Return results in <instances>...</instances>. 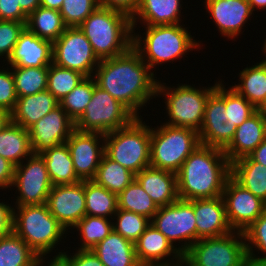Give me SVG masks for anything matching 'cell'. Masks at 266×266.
<instances>
[{
  "label": "cell",
  "instance_id": "obj_45",
  "mask_svg": "<svg viewBox=\"0 0 266 266\" xmlns=\"http://www.w3.org/2000/svg\"><path fill=\"white\" fill-rule=\"evenodd\" d=\"M26 28V23L0 20V56L8 60L20 34Z\"/></svg>",
  "mask_w": 266,
  "mask_h": 266
},
{
  "label": "cell",
  "instance_id": "obj_4",
  "mask_svg": "<svg viewBox=\"0 0 266 266\" xmlns=\"http://www.w3.org/2000/svg\"><path fill=\"white\" fill-rule=\"evenodd\" d=\"M144 26H146L144 39L142 40L141 35L134 33L133 47L150 69H153L156 64L159 66L166 62H174L185 56L186 52L200 48V44L192 38L191 33L183 25Z\"/></svg>",
  "mask_w": 266,
  "mask_h": 266
},
{
  "label": "cell",
  "instance_id": "obj_52",
  "mask_svg": "<svg viewBox=\"0 0 266 266\" xmlns=\"http://www.w3.org/2000/svg\"><path fill=\"white\" fill-rule=\"evenodd\" d=\"M255 162L266 166V137L249 155Z\"/></svg>",
  "mask_w": 266,
  "mask_h": 266
},
{
  "label": "cell",
  "instance_id": "obj_53",
  "mask_svg": "<svg viewBox=\"0 0 266 266\" xmlns=\"http://www.w3.org/2000/svg\"><path fill=\"white\" fill-rule=\"evenodd\" d=\"M22 11L29 16L33 11L40 7V0H18Z\"/></svg>",
  "mask_w": 266,
  "mask_h": 266
},
{
  "label": "cell",
  "instance_id": "obj_26",
  "mask_svg": "<svg viewBox=\"0 0 266 266\" xmlns=\"http://www.w3.org/2000/svg\"><path fill=\"white\" fill-rule=\"evenodd\" d=\"M180 2V0H140L131 18L133 31L136 28L137 19L142 24L150 26L180 24V8H182Z\"/></svg>",
  "mask_w": 266,
  "mask_h": 266
},
{
  "label": "cell",
  "instance_id": "obj_34",
  "mask_svg": "<svg viewBox=\"0 0 266 266\" xmlns=\"http://www.w3.org/2000/svg\"><path fill=\"white\" fill-rule=\"evenodd\" d=\"M86 215L114 217L118 210L117 194L108 191L94 180H85ZM113 215V216H112Z\"/></svg>",
  "mask_w": 266,
  "mask_h": 266
},
{
  "label": "cell",
  "instance_id": "obj_7",
  "mask_svg": "<svg viewBox=\"0 0 266 266\" xmlns=\"http://www.w3.org/2000/svg\"><path fill=\"white\" fill-rule=\"evenodd\" d=\"M162 125L151 128L150 166L177 173L201 144L199 134L190 128Z\"/></svg>",
  "mask_w": 266,
  "mask_h": 266
},
{
  "label": "cell",
  "instance_id": "obj_54",
  "mask_svg": "<svg viewBox=\"0 0 266 266\" xmlns=\"http://www.w3.org/2000/svg\"><path fill=\"white\" fill-rule=\"evenodd\" d=\"M64 0H40V6L60 10Z\"/></svg>",
  "mask_w": 266,
  "mask_h": 266
},
{
  "label": "cell",
  "instance_id": "obj_55",
  "mask_svg": "<svg viewBox=\"0 0 266 266\" xmlns=\"http://www.w3.org/2000/svg\"><path fill=\"white\" fill-rule=\"evenodd\" d=\"M170 266H197L185 254L180 255Z\"/></svg>",
  "mask_w": 266,
  "mask_h": 266
},
{
  "label": "cell",
  "instance_id": "obj_56",
  "mask_svg": "<svg viewBox=\"0 0 266 266\" xmlns=\"http://www.w3.org/2000/svg\"><path fill=\"white\" fill-rule=\"evenodd\" d=\"M246 266H266V259L261 258V256L257 257L256 255H254L253 257H248Z\"/></svg>",
  "mask_w": 266,
  "mask_h": 266
},
{
  "label": "cell",
  "instance_id": "obj_8",
  "mask_svg": "<svg viewBox=\"0 0 266 266\" xmlns=\"http://www.w3.org/2000/svg\"><path fill=\"white\" fill-rule=\"evenodd\" d=\"M215 90V85L211 87H192L188 84H182L177 88L168 87L165 83L158 81L157 97L164 95L166 110L169 116V126L185 127L199 132L203 119L205 104L209 95Z\"/></svg>",
  "mask_w": 266,
  "mask_h": 266
},
{
  "label": "cell",
  "instance_id": "obj_42",
  "mask_svg": "<svg viewBox=\"0 0 266 266\" xmlns=\"http://www.w3.org/2000/svg\"><path fill=\"white\" fill-rule=\"evenodd\" d=\"M98 6V0H64L59 11L67 27H79Z\"/></svg>",
  "mask_w": 266,
  "mask_h": 266
},
{
  "label": "cell",
  "instance_id": "obj_49",
  "mask_svg": "<svg viewBox=\"0 0 266 266\" xmlns=\"http://www.w3.org/2000/svg\"><path fill=\"white\" fill-rule=\"evenodd\" d=\"M139 2L140 0H98L100 7L121 12L130 19L134 16Z\"/></svg>",
  "mask_w": 266,
  "mask_h": 266
},
{
  "label": "cell",
  "instance_id": "obj_22",
  "mask_svg": "<svg viewBox=\"0 0 266 266\" xmlns=\"http://www.w3.org/2000/svg\"><path fill=\"white\" fill-rule=\"evenodd\" d=\"M7 62L17 67H49L52 63V42L25 28Z\"/></svg>",
  "mask_w": 266,
  "mask_h": 266
},
{
  "label": "cell",
  "instance_id": "obj_30",
  "mask_svg": "<svg viewBox=\"0 0 266 266\" xmlns=\"http://www.w3.org/2000/svg\"><path fill=\"white\" fill-rule=\"evenodd\" d=\"M40 155L45 160L53 186L75 184L81 181L74 171V164L66 143L47 149Z\"/></svg>",
  "mask_w": 266,
  "mask_h": 266
},
{
  "label": "cell",
  "instance_id": "obj_48",
  "mask_svg": "<svg viewBox=\"0 0 266 266\" xmlns=\"http://www.w3.org/2000/svg\"><path fill=\"white\" fill-rule=\"evenodd\" d=\"M70 264V266H104L92 250H77L74 255L59 252ZM71 256V257H70Z\"/></svg>",
  "mask_w": 266,
  "mask_h": 266
},
{
  "label": "cell",
  "instance_id": "obj_57",
  "mask_svg": "<svg viewBox=\"0 0 266 266\" xmlns=\"http://www.w3.org/2000/svg\"><path fill=\"white\" fill-rule=\"evenodd\" d=\"M10 120H11L10 113L7 110L0 107V132L10 122Z\"/></svg>",
  "mask_w": 266,
  "mask_h": 266
},
{
  "label": "cell",
  "instance_id": "obj_25",
  "mask_svg": "<svg viewBox=\"0 0 266 266\" xmlns=\"http://www.w3.org/2000/svg\"><path fill=\"white\" fill-rule=\"evenodd\" d=\"M57 106L59 101L48 90L18 97L15 108L10 113L11 121L28 130Z\"/></svg>",
  "mask_w": 266,
  "mask_h": 266
},
{
  "label": "cell",
  "instance_id": "obj_38",
  "mask_svg": "<svg viewBox=\"0 0 266 266\" xmlns=\"http://www.w3.org/2000/svg\"><path fill=\"white\" fill-rule=\"evenodd\" d=\"M72 228L80 232L82 243L78 249L91 250L113 231V222L106 217L85 215Z\"/></svg>",
  "mask_w": 266,
  "mask_h": 266
},
{
  "label": "cell",
  "instance_id": "obj_47",
  "mask_svg": "<svg viewBox=\"0 0 266 266\" xmlns=\"http://www.w3.org/2000/svg\"><path fill=\"white\" fill-rule=\"evenodd\" d=\"M18 0H0V20L27 22Z\"/></svg>",
  "mask_w": 266,
  "mask_h": 266
},
{
  "label": "cell",
  "instance_id": "obj_51",
  "mask_svg": "<svg viewBox=\"0 0 266 266\" xmlns=\"http://www.w3.org/2000/svg\"><path fill=\"white\" fill-rule=\"evenodd\" d=\"M15 173V165L0 156V189L11 188Z\"/></svg>",
  "mask_w": 266,
  "mask_h": 266
},
{
  "label": "cell",
  "instance_id": "obj_12",
  "mask_svg": "<svg viewBox=\"0 0 266 266\" xmlns=\"http://www.w3.org/2000/svg\"><path fill=\"white\" fill-rule=\"evenodd\" d=\"M100 61L80 27H67L52 43V63L76 70L86 77L94 75Z\"/></svg>",
  "mask_w": 266,
  "mask_h": 266
},
{
  "label": "cell",
  "instance_id": "obj_2",
  "mask_svg": "<svg viewBox=\"0 0 266 266\" xmlns=\"http://www.w3.org/2000/svg\"><path fill=\"white\" fill-rule=\"evenodd\" d=\"M231 176V162L223 149L199 145L177 172L179 199H211L222 196Z\"/></svg>",
  "mask_w": 266,
  "mask_h": 266
},
{
  "label": "cell",
  "instance_id": "obj_33",
  "mask_svg": "<svg viewBox=\"0 0 266 266\" xmlns=\"http://www.w3.org/2000/svg\"><path fill=\"white\" fill-rule=\"evenodd\" d=\"M38 258L14 231L0 239V266H36Z\"/></svg>",
  "mask_w": 266,
  "mask_h": 266
},
{
  "label": "cell",
  "instance_id": "obj_24",
  "mask_svg": "<svg viewBox=\"0 0 266 266\" xmlns=\"http://www.w3.org/2000/svg\"><path fill=\"white\" fill-rule=\"evenodd\" d=\"M157 207L170 205L179 199L177 173L148 166L135 175Z\"/></svg>",
  "mask_w": 266,
  "mask_h": 266
},
{
  "label": "cell",
  "instance_id": "obj_50",
  "mask_svg": "<svg viewBox=\"0 0 266 266\" xmlns=\"http://www.w3.org/2000/svg\"><path fill=\"white\" fill-rule=\"evenodd\" d=\"M14 207L0 202V239L13 232Z\"/></svg>",
  "mask_w": 266,
  "mask_h": 266
},
{
  "label": "cell",
  "instance_id": "obj_43",
  "mask_svg": "<svg viewBox=\"0 0 266 266\" xmlns=\"http://www.w3.org/2000/svg\"><path fill=\"white\" fill-rule=\"evenodd\" d=\"M225 107L236 127L258 110L232 87L229 90L225 88Z\"/></svg>",
  "mask_w": 266,
  "mask_h": 266
},
{
  "label": "cell",
  "instance_id": "obj_11",
  "mask_svg": "<svg viewBox=\"0 0 266 266\" xmlns=\"http://www.w3.org/2000/svg\"><path fill=\"white\" fill-rule=\"evenodd\" d=\"M150 223L160 231L172 245L176 241L184 243L177 249L185 254L196 242V220L194 200L178 199L170 205L159 207Z\"/></svg>",
  "mask_w": 266,
  "mask_h": 266
},
{
  "label": "cell",
  "instance_id": "obj_5",
  "mask_svg": "<svg viewBox=\"0 0 266 266\" xmlns=\"http://www.w3.org/2000/svg\"><path fill=\"white\" fill-rule=\"evenodd\" d=\"M150 149L151 128L139 117L104 135V153L135 175L150 166Z\"/></svg>",
  "mask_w": 266,
  "mask_h": 266
},
{
  "label": "cell",
  "instance_id": "obj_63",
  "mask_svg": "<svg viewBox=\"0 0 266 266\" xmlns=\"http://www.w3.org/2000/svg\"><path fill=\"white\" fill-rule=\"evenodd\" d=\"M262 116L264 117V121H265V128H266V114H262Z\"/></svg>",
  "mask_w": 266,
  "mask_h": 266
},
{
  "label": "cell",
  "instance_id": "obj_41",
  "mask_svg": "<svg viewBox=\"0 0 266 266\" xmlns=\"http://www.w3.org/2000/svg\"><path fill=\"white\" fill-rule=\"evenodd\" d=\"M114 216L113 220L116 219L117 222H113V231L132 243L137 241L150 224V219L146 216L123 209H118Z\"/></svg>",
  "mask_w": 266,
  "mask_h": 266
},
{
  "label": "cell",
  "instance_id": "obj_18",
  "mask_svg": "<svg viewBox=\"0 0 266 266\" xmlns=\"http://www.w3.org/2000/svg\"><path fill=\"white\" fill-rule=\"evenodd\" d=\"M74 129V121L57 106L28 129L33 154L64 144Z\"/></svg>",
  "mask_w": 266,
  "mask_h": 266
},
{
  "label": "cell",
  "instance_id": "obj_29",
  "mask_svg": "<svg viewBox=\"0 0 266 266\" xmlns=\"http://www.w3.org/2000/svg\"><path fill=\"white\" fill-rule=\"evenodd\" d=\"M231 176L253 195L266 202V166L246 156L231 163Z\"/></svg>",
  "mask_w": 266,
  "mask_h": 266
},
{
  "label": "cell",
  "instance_id": "obj_19",
  "mask_svg": "<svg viewBox=\"0 0 266 266\" xmlns=\"http://www.w3.org/2000/svg\"><path fill=\"white\" fill-rule=\"evenodd\" d=\"M204 3L219 32L228 39L241 34L243 25L253 15L248 0H205Z\"/></svg>",
  "mask_w": 266,
  "mask_h": 266
},
{
  "label": "cell",
  "instance_id": "obj_32",
  "mask_svg": "<svg viewBox=\"0 0 266 266\" xmlns=\"http://www.w3.org/2000/svg\"><path fill=\"white\" fill-rule=\"evenodd\" d=\"M26 28L53 43L64 33L67 26L59 10L40 6L27 17Z\"/></svg>",
  "mask_w": 266,
  "mask_h": 266
},
{
  "label": "cell",
  "instance_id": "obj_1",
  "mask_svg": "<svg viewBox=\"0 0 266 266\" xmlns=\"http://www.w3.org/2000/svg\"><path fill=\"white\" fill-rule=\"evenodd\" d=\"M150 70L132 46L121 55L101 60L93 77L97 86L140 117V108L157 96L158 80Z\"/></svg>",
  "mask_w": 266,
  "mask_h": 266
},
{
  "label": "cell",
  "instance_id": "obj_62",
  "mask_svg": "<svg viewBox=\"0 0 266 266\" xmlns=\"http://www.w3.org/2000/svg\"><path fill=\"white\" fill-rule=\"evenodd\" d=\"M264 46H263V52L266 54V38L264 39V44H263ZM265 57H266V55H265Z\"/></svg>",
  "mask_w": 266,
  "mask_h": 266
},
{
  "label": "cell",
  "instance_id": "obj_21",
  "mask_svg": "<svg viewBox=\"0 0 266 266\" xmlns=\"http://www.w3.org/2000/svg\"><path fill=\"white\" fill-rule=\"evenodd\" d=\"M134 247L137 260L142 266H170L182 255L177 247L172 245L151 223L134 243ZM171 255L173 256L172 261H163V259H166L165 257Z\"/></svg>",
  "mask_w": 266,
  "mask_h": 266
},
{
  "label": "cell",
  "instance_id": "obj_61",
  "mask_svg": "<svg viewBox=\"0 0 266 266\" xmlns=\"http://www.w3.org/2000/svg\"><path fill=\"white\" fill-rule=\"evenodd\" d=\"M45 258L43 256H39L38 260H37V263H36V266H42L43 265V260Z\"/></svg>",
  "mask_w": 266,
  "mask_h": 266
},
{
  "label": "cell",
  "instance_id": "obj_35",
  "mask_svg": "<svg viewBox=\"0 0 266 266\" xmlns=\"http://www.w3.org/2000/svg\"><path fill=\"white\" fill-rule=\"evenodd\" d=\"M134 179V173L112 160L104 153L93 180L97 184L105 187L108 191L118 195Z\"/></svg>",
  "mask_w": 266,
  "mask_h": 266
},
{
  "label": "cell",
  "instance_id": "obj_3",
  "mask_svg": "<svg viewBox=\"0 0 266 266\" xmlns=\"http://www.w3.org/2000/svg\"><path fill=\"white\" fill-rule=\"evenodd\" d=\"M79 27L100 60L121 55L133 46L132 21L121 12L98 6Z\"/></svg>",
  "mask_w": 266,
  "mask_h": 266
},
{
  "label": "cell",
  "instance_id": "obj_37",
  "mask_svg": "<svg viewBox=\"0 0 266 266\" xmlns=\"http://www.w3.org/2000/svg\"><path fill=\"white\" fill-rule=\"evenodd\" d=\"M17 97L47 90L48 67L11 66Z\"/></svg>",
  "mask_w": 266,
  "mask_h": 266
},
{
  "label": "cell",
  "instance_id": "obj_46",
  "mask_svg": "<svg viewBox=\"0 0 266 266\" xmlns=\"http://www.w3.org/2000/svg\"><path fill=\"white\" fill-rule=\"evenodd\" d=\"M17 99L12 71L0 69V107L11 113Z\"/></svg>",
  "mask_w": 266,
  "mask_h": 266
},
{
  "label": "cell",
  "instance_id": "obj_28",
  "mask_svg": "<svg viewBox=\"0 0 266 266\" xmlns=\"http://www.w3.org/2000/svg\"><path fill=\"white\" fill-rule=\"evenodd\" d=\"M32 154L29 131L10 120L0 132V156L17 166Z\"/></svg>",
  "mask_w": 266,
  "mask_h": 266
},
{
  "label": "cell",
  "instance_id": "obj_10",
  "mask_svg": "<svg viewBox=\"0 0 266 266\" xmlns=\"http://www.w3.org/2000/svg\"><path fill=\"white\" fill-rule=\"evenodd\" d=\"M245 243L243 232L232 231L220 237L197 240L185 255L197 266H246Z\"/></svg>",
  "mask_w": 266,
  "mask_h": 266
},
{
  "label": "cell",
  "instance_id": "obj_39",
  "mask_svg": "<svg viewBox=\"0 0 266 266\" xmlns=\"http://www.w3.org/2000/svg\"><path fill=\"white\" fill-rule=\"evenodd\" d=\"M86 76L82 73L51 63L48 67L47 90L60 102Z\"/></svg>",
  "mask_w": 266,
  "mask_h": 266
},
{
  "label": "cell",
  "instance_id": "obj_17",
  "mask_svg": "<svg viewBox=\"0 0 266 266\" xmlns=\"http://www.w3.org/2000/svg\"><path fill=\"white\" fill-rule=\"evenodd\" d=\"M46 205L66 230L72 228L86 215L85 181L53 186Z\"/></svg>",
  "mask_w": 266,
  "mask_h": 266
},
{
  "label": "cell",
  "instance_id": "obj_36",
  "mask_svg": "<svg viewBox=\"0 0 266 266\" xmlns=\"http://www.w3.org/2000/svg\"><path fill=\"white\" fill-rule=\"evenodd\" d=\"M117 200L118 209L144 215L150 220L158 211L157 205L136 179L117 195Z\"/></svg>",
  "mask_w": 266,
  "mask_h": 266
},
{
  "label": "cell",
  "instance_id": "obj_23",
  "mask_svg": "<svg viewBox=\"0 0 266 266\" xmlns=\"http://www.w3.org/2000/svg\"><path fill=\"white\" fill-rule=\"evenodd\" d=\"M266 137L264 117L257 110L236 128L231 142L223 149L228 160L232 163L240 158L249 156Z\"/></svg>",
  "mask_w": 266,
  "mask_h": 266
},
{
  "label": "cell",
  "instance_id": "obj_58",
  "mask_svg": "<svg viewBox=\"0 0 266 266\" xmlns=\"http://www.w3.org/2000/svg\"><path fill=\"white\" fill-rule=\"evenodd\" d=\"M47 266H70V264L62 255L58 254L51 259Z\"/></svg>",
  "mask_w": 266,
  "mask_h": 266
},
{
  "label": "cell",
  "instance_id": "obj_27",
  "mask_svg": "<svg viewBox=\"0 0 266 266\" xmlns=\"http://www.w3.org/2000/svg\"><path fill=\"white\" fill-rule=\"evenodd\" d=\"M91 250L104 266H141L134 243L114 231Z\"/></svg>",
  "mask_w": 266,
  "mask_h": 266
},
{
  "label": "cell",
  "instance_id": "obj_60",
  "mask_svg": "<svg viewBox=\"0 0 266 266\" xmlns=\"http://www.w3.org/2000/svg\"><path fill=\"white\" fill-rule=\"evenodd\" d=\"M261 114H266V101L258 109Z\"/></svg>",
  "mask_w": 266,
  "mask_h": 266
},
{
  "label": "cell",
  "instance_id": "obj_44",
  "mask_svg": "<svg viewBox=\"0 0 266 266\" xmlns=\"http://www.w3.org/2000/svg\"><path fill=\"white\" fill-rule=\"evenodd\" d=\"M248 257H253L254 250L266 254V210L243 232ZM256 248V249H253ZM254 252V253H253ZM261 258L266 259V255Z\"/></svg>",
  "mask_w": 266,
  "mask_h": 266
},
{
  "label": "cell",
  "instance_id": "obj_14",
  "mask_svg": "<svg viewBox=\"0 0 266 266\" xmlns=\"http://www.w3.org/2000/svg\"><path fill=\"white\" fill-rule=\"evenodd\" d=\"M26 162L15 166L11 187H16L20 195L15 205L44 204L53 187L45 160L40 154H32Z\"/></svg>",
  "mask_w": 266,
  "mask_h": 266
},
{
  "label": "cell",
  "instance_id": "obj_6",
  "mask_svg": "<svg viewBox=\"0 0 266 266\" xmlns=\"http://www.w3.org/2000/svg\"><path fill=\"white\" fill-rule=\"evenodd\" d=\"M15 209L13 231L37 255L45 257L56 248L66 228L50 213L46 203L16 206Z\"/></svg>",
  "mask_w": 266,
  "mask_h": 266
},
{
  "label": "cell",
  "instance_id": "obj_59",
  "mask_svg": "<svg viewBox=\"0 0 266 266\" xmlns=\"http://www.w3.org/2000/svg\"><path fill=\"white\" fill-rule=\"evenodd\" d=\"M250 3L252 11L256 9H265L266 8V0H248Z\"/></svg>",
  "mask_w": 266,
  "mask_h": 266
},
{
  "label": "cell",
  "instance_id": "obj_13",
  "mask_svg": "<svg viewBox=\"0 0 266 266\" xmlns=\"http://www.w3.org/2000/svg\"><path fill=\"white\" fill-rule=\"evenodd\" d=\"M236 125L225 107V86L215 83V90L205 104L204 119L198 132L201 145L224 149L236 132Z\"/></svg>",
  "mask_w": 266,
  "mask_h": 266
},
{
  "label": "cell",
  "instance_id": "obj_40",
  "mask_svg": "<svg viewBox=\"0 0 266 266\" xmlns=\"http://www.w3.org/2000/svg\"><path fill=\"white\" fill-rule=\"evenodd\" d=\"M93 76L85 77L69 94L59 102L67 115L75 122L85 111L91 101L96 86Z\"/></svg>",
  "mask_w": 266,
  "mask_h": 266
},
{
  "label": "cell",
  "instance_id": "obj_20",
  "mask_svg": "<svg viewBox=\"0 0 266 266\" xmlns=\"http://www.w3.org/2000/svg\"><path fill=\"white\" fill-rule=\"evenodd\" d=\"M196 241L202 238L220 237L232 232L222 196L211 199H195Z\"/></svg>",
  "mask_w": 266,
  "mask_h": 266
},
{
  "label": "cell",
  "instance_id": "obj_16",
  "mask_svg": "<svg viewBox=\"0 0 266 266\" xmlns=\"http://www.w3.org/2000/svg\"><path fill=\"white\" fill-rule=\"evenodd\" d=\"M65 143L69 148L77 177L81 181L93 180L104 154V134L74 129Z\"/></svg>",
  "mask_w": 266,
  "mask_h": 266
},
{
  "label": "cell",
  "instance_id": "obj_9",
  "mask_svg": "<svg viewBox=\"0 0 266 266\" xmlns=\"http://www.w3.org/2000/svg\"><path fill=\"white\" fill-rule=\"evenodd\" d=\"M134 118L124 105L96 85L91 101L74 122V126L81 132H98L105 135L127 126Z\"/></svg>",
  "mask_w": 266,
  "mask_h": 266
},
{
  "label": "cell",
  "instance_id": "obj_31",
  "mask_svg": "<svg viewBox=\"0 0 266 266\" xmlns=\"http://www.w3.org/2000/svg\"><path fill=\"white\" fill-rule=\"evenodd\" d=\"M239 73V84L230 86L257 109L266 101V58Z\"/></svg>",
  "mask_w": 266,
  "mask_h": 266
},
{
  "label": "cell",
  "instance_id": "obj_15",
  "mask_svg": "<svg viewBox=\"0 0 266 266\" xmlns=\"http://www.w3.org/2000/svg\"><path fill=\"white\" fill-rule=\"evenodd\" d=\"M222 197L233 231L244 232L265 210L266 202L253 195L232 176L226 181Z\"/></svg>",
  "mask_w": 266,
  "mask_h": 266
}]
</instances>
